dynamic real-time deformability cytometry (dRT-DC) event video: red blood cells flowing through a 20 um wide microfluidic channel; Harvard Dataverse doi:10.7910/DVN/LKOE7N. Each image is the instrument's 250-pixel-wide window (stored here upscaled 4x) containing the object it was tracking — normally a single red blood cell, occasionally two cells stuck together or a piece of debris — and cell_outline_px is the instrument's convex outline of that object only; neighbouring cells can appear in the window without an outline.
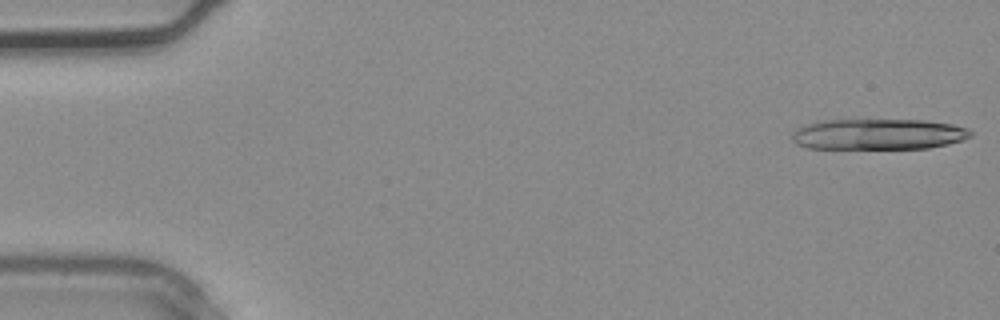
{"species": "common noctule bat (a hibernating species)", "species_latin": "Nyctalus noctula", "temperature_condition": "warm", "stored_images_in_passage": 5, "camera_frame_rate_fps": 3000, "um_per_image_px": 0.085, "animal": {"sex": "male", "body_mass_g": 20.4}, "frame": {"image": 1, "passage_image": 1, "time_ms": 0.0, "image_size_px": [1000, 320], "cell_outline_px": [[972, 136], [964, 140], [948, 144], [928, 148], [808, 148], [796, 144], [792, 140], [792, 132], [816, 120], [924, 120], [952, 124], [968, 128], [972, 132]], "centroid_in_image_um": [74.68, 11.4], "position_along_channel_um": 10.3, "area_um2": 32.08}}